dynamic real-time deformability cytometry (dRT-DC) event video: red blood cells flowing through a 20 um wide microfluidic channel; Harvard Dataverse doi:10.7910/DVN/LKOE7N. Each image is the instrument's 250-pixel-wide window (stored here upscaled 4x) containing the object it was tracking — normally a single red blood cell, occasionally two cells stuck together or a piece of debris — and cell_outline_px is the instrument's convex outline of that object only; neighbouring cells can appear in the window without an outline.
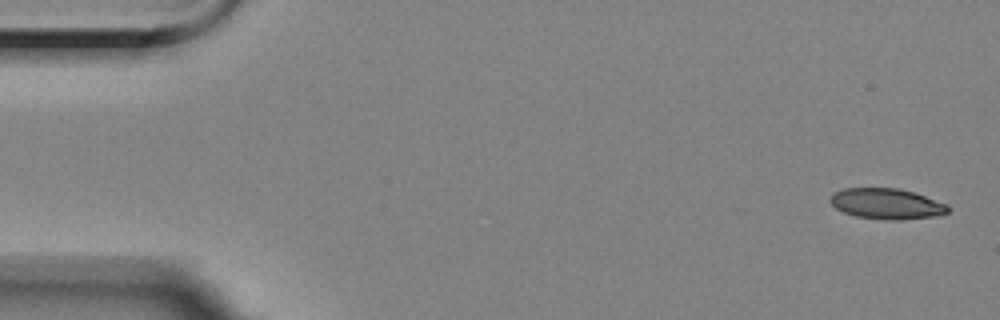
{"species": "Egyptian fruit bat (a non-hibernating species)", "species_latin": "Rousettus aegyptiacus", "temperature_condition": "room temperature", "stored_images_in_passage": 5, "camera_frame_rate_fps": 3000, "um_per_image_px": 0.085, "animal": {"sex": "female"}, "frame": {"image": 1, "passage_image": 1, "time_ms": 0.0, "image_size_px": [1000, 320], "cell_outline_px": [[952, 208], [948, 212], [940, 216], [900, 220], [888, 220], [856, 216], [844, 212], [836, 208], [828, 200], [836, 192], [844, 188], [900, 188], [948, 204]], "centroid_in_image_um": [75.42, 17.33], "position_along_channel_um": 9.6, "area_um2": 21.1}}
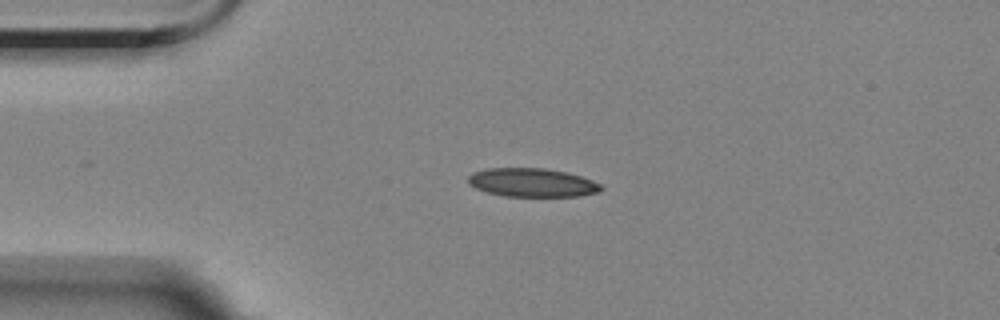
{"frame": {"image": 2, "passage_image": 4, "time_ms": 3.667, "image_size_px": [1000, 320], "cell_outline_px": [[604, 188], [600, 192], [580, 196], [504, 196], [488, 192], [476, 188], [468, 184], [468, 176], [472, 172], [488, 168], [544, 168], [564, 172], [580, 176], [592, 180], [600, 184]], "centroid_in_image_um": [45.23, 15.52], "position_along_channel_um": 39.8, "area_um2": 22.14}}